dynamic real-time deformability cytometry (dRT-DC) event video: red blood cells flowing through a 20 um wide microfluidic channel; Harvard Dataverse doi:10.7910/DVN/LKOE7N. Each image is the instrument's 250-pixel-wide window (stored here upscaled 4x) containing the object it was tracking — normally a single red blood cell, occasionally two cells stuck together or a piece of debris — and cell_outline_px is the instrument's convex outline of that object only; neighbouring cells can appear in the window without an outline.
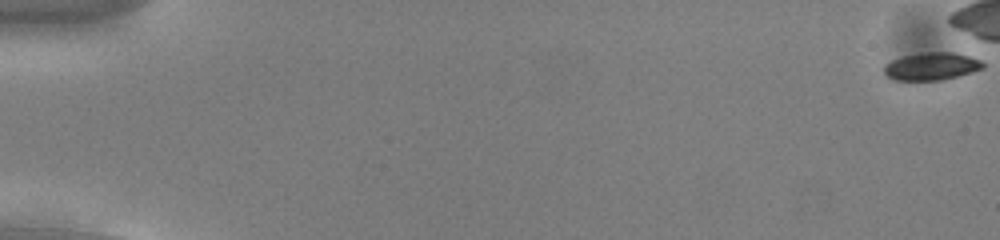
{"species": "common noctule bat (a hibernating species)", "species_latin": "Nyctalus noctula", "temperature_condition": "cold", "stored_images_in_passage": 46, "camera_frame_rate_fps": 3000, "um_per_image_px": 0.085, "animal": {"sex": "male", "body_mass_g": 13.0, "forearm_length_mm": 53.1}, "frame": {"image": 1, "passage_image": 1, "time_ms": 0.0, "image_size_px": [1000, 240], "cell_outline_px": [[984, 68], [972, 72], [940, 80], [896, 80], [888, 76], [884, 72], [884, 64], [900, 56], [928, 52], [952, 52], [968, 56], [980, 60], [984, 64]], "centroid_in_image_um": [79.16, 5.63], "position_along_channel_um": 5.8, "area_um2": 15.78}}
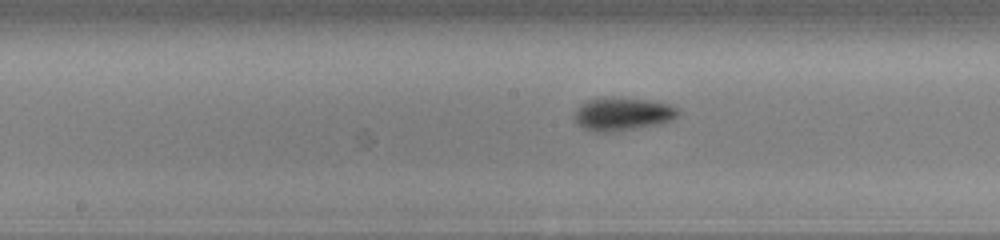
{"frame": {"image": 2, "passage_image": 30, "time_ms": 9.667, "image_size_px": [1000, 240], "cell_outline_px": [[680, 112], [672, 120], [660, 124], [608, 132], [596, 132], [584, 128], [572, 116], [576, 108], [580, 104], [588, 100], [604, 96], [652, 100], [668, 104], [676, 108]], "centroid_in_image_um": [52.89, 9.67], "position_along_channel_um": 195.3, "area_um2": 20.06}}
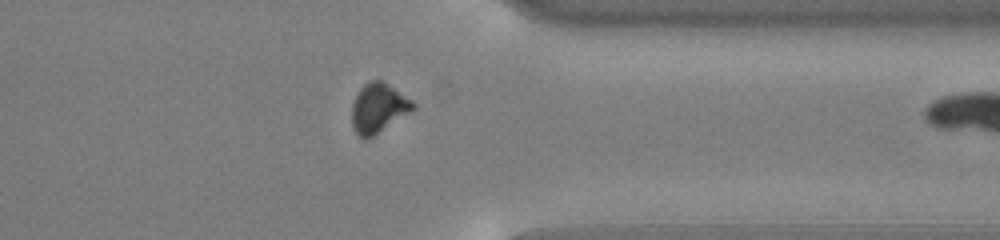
{"frame": {"image": 3, "passage_image": 45, "time_ms": 14.667, "image_size_px": [1000, 240], "cell_outline_px": [[416, 108], [368, 140], [364, 140], [356, 132], [352, 124], [352, 104], [356, 92], [364, 84], [372, 80], [380, 80], [388, 84], [412, 100], [416, 104]], "centroid_in_image_um": [32.15, 9.19], "position_along_channel_um": 379.2, "area_um2": 17.69}}